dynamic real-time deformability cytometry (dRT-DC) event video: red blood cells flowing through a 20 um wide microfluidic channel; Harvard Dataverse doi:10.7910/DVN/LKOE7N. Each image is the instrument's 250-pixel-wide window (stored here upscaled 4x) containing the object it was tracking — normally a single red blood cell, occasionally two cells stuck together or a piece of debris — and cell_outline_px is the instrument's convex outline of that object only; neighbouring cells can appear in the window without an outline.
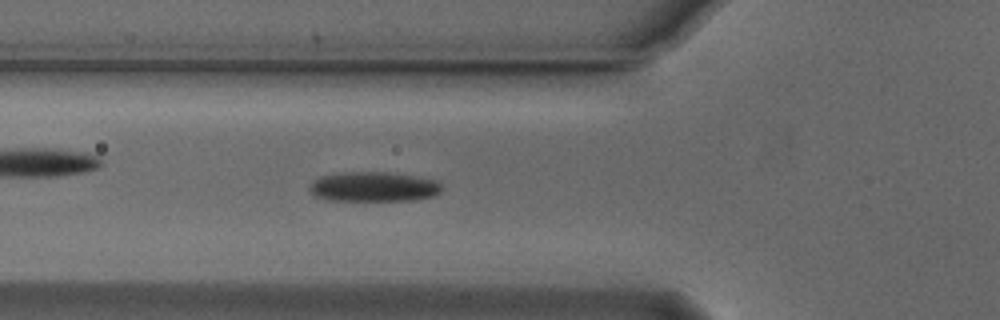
{"species": "Egyptian fruit bat (a non-hibernating species)", "species_latin": "Rousettus aegyptiacus", "temperature_condition": "cold", "stored_images_in_passage": 48, "camera_frame_rate_fps": 3000, "um_per_image_px": 0.085, "animal": {"sex": "male"}, "frame": {"image": 1, "passage_image": 18, "time_ms": 5.667, "image_size_px": [1000, 320], "cell_outline_px": [[444, 188], [440, 192], [432, 196], [412, 200], [328, 200], [316, 196], [308, 188], [308, 184], [312, 180], [320, 176], [344, 172], [388, 172], [436, 180]], "centroid_in_image_um": [31.72, 15.87], "position_along_channel_um": 94.1, "area_um2": 22.89}}
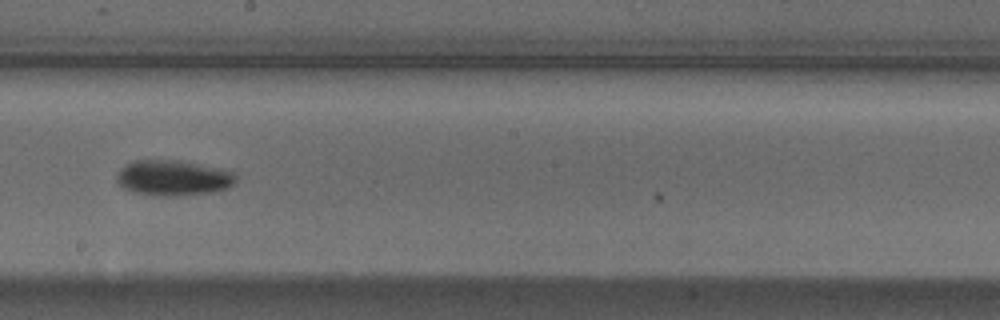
{"frame": {"image": 2, "passage_image": 29, "time_ms": 9.333, "image_size_px": [1000, 320], "cell_outline_px": [[236, 180], [228, 188], [216, 192], [168, 196], [156, 196], [136, 192], [124, 188], [116, 180], [116, 176], [120, 168], [124, 164], [132, 160], [180, 160], [224, 168], [232, 172], [236, 176]], "centroid_in_image_um": [14.73, 15.1], "position_along_channel_um": 233.5, "area_um2": 24.91}}
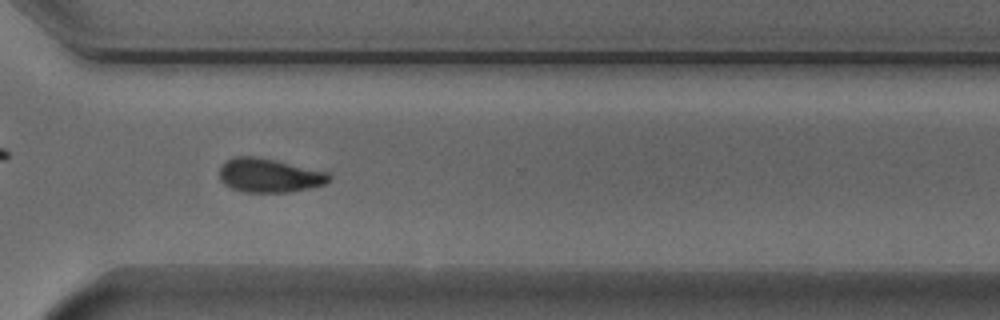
{"frame": {"image": 3, "passage_image": 38, "time_ms": 12.333, "image_size_px": [1000, 320], "cell_outline_px": [[332, 180], [328, 184], [312, 188], [288, 192], [244, 192], [232, 188], [224, 184], [220, 180], [220, 164], [232, 156], [256, 156], [276, 160], [328, 172], [332, 176]], "centroid_in_image_um": [22.91, 14.9], "position_along_channel_um": 347.7, "area_um2": 22.08}}